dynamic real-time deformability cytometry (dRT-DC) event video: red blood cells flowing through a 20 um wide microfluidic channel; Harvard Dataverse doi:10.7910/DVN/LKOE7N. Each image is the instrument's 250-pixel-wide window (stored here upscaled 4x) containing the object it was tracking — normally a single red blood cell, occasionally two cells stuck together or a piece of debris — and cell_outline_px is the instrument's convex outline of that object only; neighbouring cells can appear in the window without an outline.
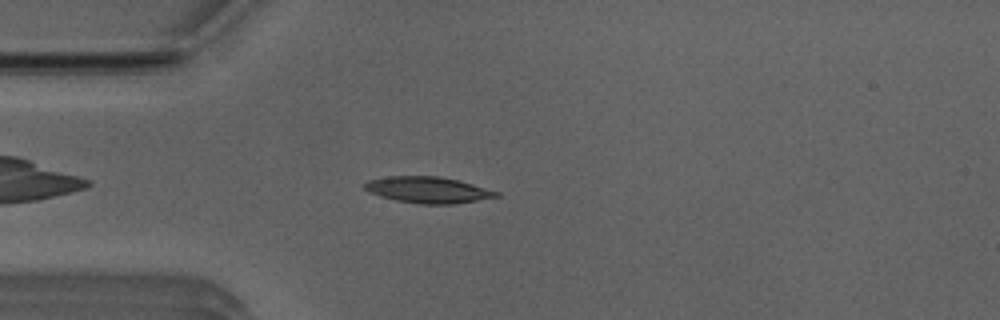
{"species": "Egyptian fruit bat (a non-hibernating species)", "species_latin": "Rousettus aegyptiacus", "temperature_condition": "room temperature", "stored_images_in_passage": 25, "camera_frame_rate_fps": 3000, "um_per_image_px": 0.085, "animal": {"sex": "male"}, "frame": {"image": 1, "passage_image": 2, "time_ms": 0.333, "image_size_px": [1000, 320], "cell_outline_px": [[500, 196], [456, 204], [420, 204], [396, 200], [380, 196], [368, 192], [364, 188], [364, 184], [368, 180], [388, 176], [436, 176], [456, 180], [472, 184], [500, 192]], "centroid_in_image_um": [36.36, 16.14], "position_along_channel_um": 48.6, "area_um2": 20.06}}
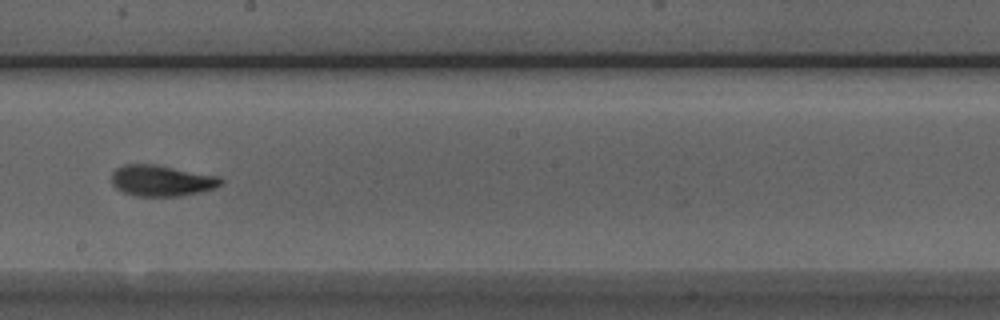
{"frame": {"image": 2, "passage_image": 17, "time_ms": 5.333, "image_size_px": [1000, 320], "cell_outline_px": [[224, 184], [216, 188], [200, 192], [180, 196], [136, 196], [124, 192], [116, 188], [112, 184], [112, 172], [116, 168], [124, 164], [156, 164], [220, 176], [224, 180]], "centroid_in_image_um": [13.78, 15.35], "position_along_channel_um": 234.4, "area_um2": 20.06}}
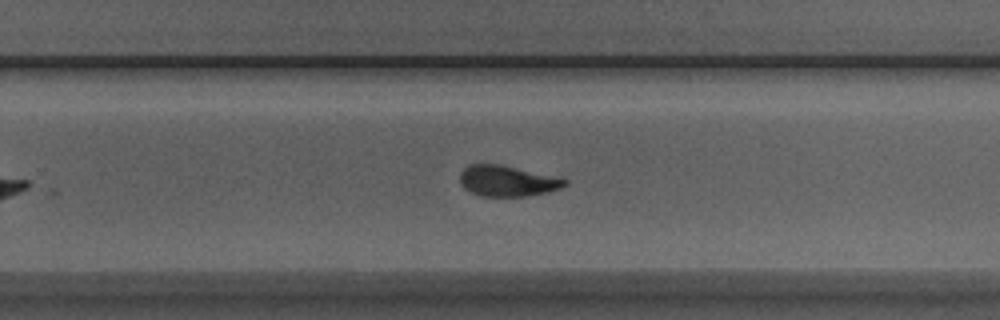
{"frame": {"image": 3, "passage_image": 21, "time_ms": 6.667, "image_size_px": [1000, 320], "cell_outline_px": [[568, 184], [560, 188], [548, 192], [528, 196], [480, 196], [464, 188], [460, 180], [460, 172], [468, 164], [496, 164], [568, 180]], "centroid_in_image_um": [43.08, 15.4], "position_along_channel_um": 286.7, "area_um2": 18.38}}